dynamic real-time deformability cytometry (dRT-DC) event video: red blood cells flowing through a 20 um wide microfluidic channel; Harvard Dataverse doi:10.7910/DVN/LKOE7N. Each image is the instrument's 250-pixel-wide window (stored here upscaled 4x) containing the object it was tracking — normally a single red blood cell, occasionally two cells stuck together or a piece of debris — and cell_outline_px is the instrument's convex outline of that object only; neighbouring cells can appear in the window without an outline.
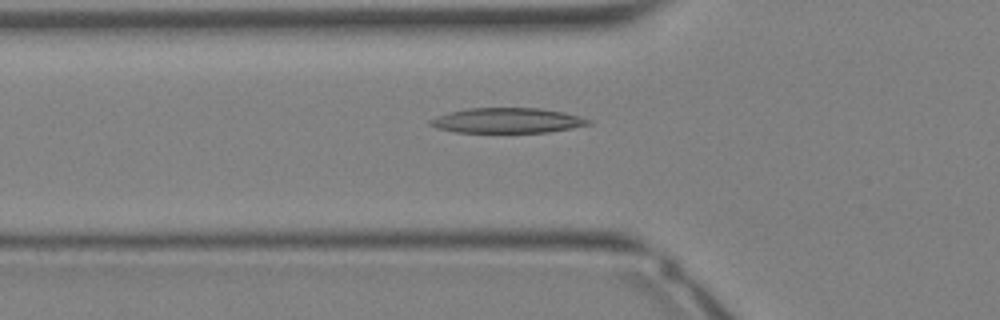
{"species": "Egyptian fruit bat (a non-hibernating species)", "species_latin": "Rousettus aegyptiacus", "temperature_condition": "warm", "stored_images_in_passage": 34, "camera_frame_rate_fps": 3000, "um_per_image_px": 0.085, "animal": {"sex": "female"}, "frame": {"image": 1, "passage_image": 12, "time_ms": 3.667, "image_size_px": [1000, 320], "cell_outline_px": [[592, 124], [572, 128], [548, 132], [456, 132], [440, 128], [428, 124], [428, 120], [448, 112], [468, 108], [540, 108], [564, 112], [580, 116], [592, 120]], "centroid_in_image_um": [43.16, 10.23], "position_along_channel_um": 82.6, "area_um2": 23.12}}
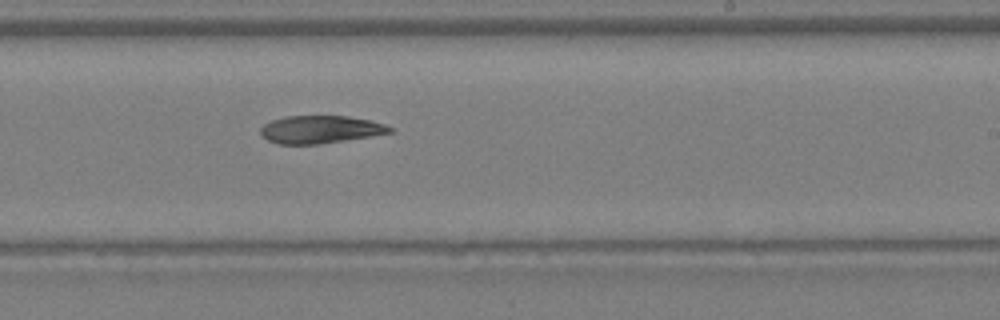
{"frame": {"image": 2, "passage_image": 21, "time_ms": 6.667, "image_size_px": [1000, 320], "cell_outline_px": [[392, 132], [320, 144], [276, 144], [268, 140], [260, 132], [260, 128], [264, 124], [272, 120], [284, 116], [348, 116], [368, 120], [384, 124], [392, 128]], "centroid_in_image_um": [27.18, 11.0], "position_along_channel_um": 261.8, "area_um2": 20.63}}
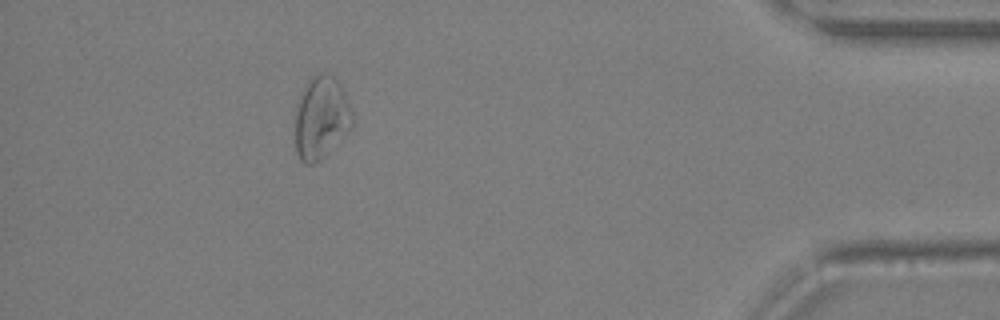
{"frame": {"image": 3, "passage_image": 31, "time_ms": 10.0, "image_size_px": [1000, 320], "cell_outline_px": [[352, 124], [348, 132], [324, 156], [312, 164], [304, 164], [300, 160], [296, 152], [296, 112], [300, 96], [312, 76], [320, 72], [332, 76], [340, 84], [344, 92], [352, 112]], "centroid_in_image_um": [27.3, 10.03], "position_along_channel_um": 407.9, "area_um2": 26.99}}